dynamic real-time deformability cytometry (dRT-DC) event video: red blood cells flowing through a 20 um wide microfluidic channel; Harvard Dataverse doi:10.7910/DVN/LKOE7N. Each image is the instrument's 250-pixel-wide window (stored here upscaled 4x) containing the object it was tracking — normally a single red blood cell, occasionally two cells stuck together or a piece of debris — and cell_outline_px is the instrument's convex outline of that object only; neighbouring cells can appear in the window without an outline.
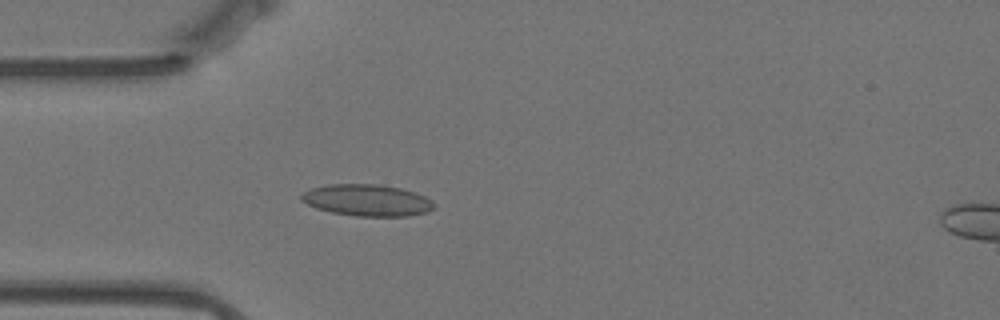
{"species": "Egyptian fruit bat (a non-hibernating species)", "species_latin": "Rousettus aegyptiacus", "temperature_condition": "warm", "stored_images_in_passage": 45, "camera_frame_rate_fps": 3000, "um_per_image_px": 0.085, "animal": {"sex": "female"}, "frame": {"image": 1, "passage_image": 4, "time_ms": 1.0, "image_size_px": [1000, 320], "cell_outline_px": [[436, 208], [428, 212], [408, 216], [356, 216], [332, 212], [316, 208], [300, 200], [300, 196], [308, 188], [328, 184], [380, 184], [400, 188], [416, 192], [432, 200], [436, 204]], "centroid_in_image_um": [31.22, 17.01], "position_along_channel_um": 53.8, "area_um2": 24.74}}
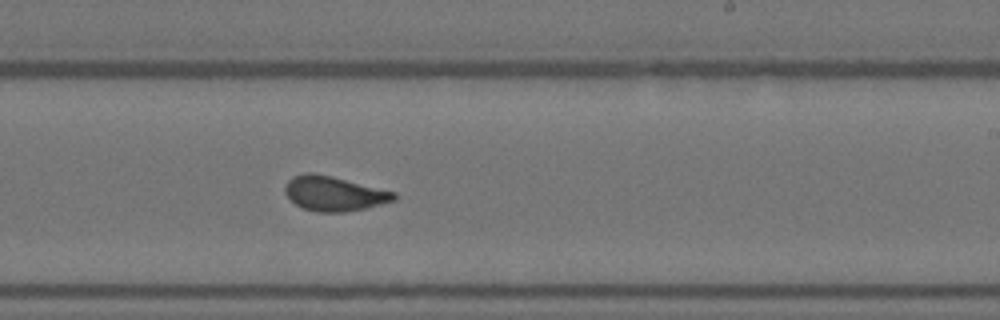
{"frame": {"image": 2, "passage_image": 22, "time_ms": 7.0, "image_size_px": [1000, 320], "cell_outline_px": [[396, 200], [364, 208], [344, 212], [316, 212], [304, 208], [296, 204], [284, 192], [284, 188], [288, 180], [292, 176], [308, 172], [312, 172], [332, 176], [396, 192]], "centroid_in_image_um": [28.38, 16.44], "position_along_channel_um": 260.6, "area_um2": 21.91}}
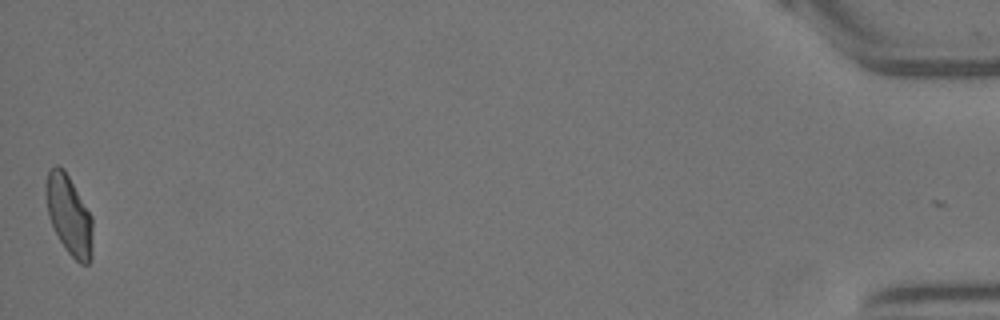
{"frame": {"image": 3, "passage_image": 45, "time_ms": 14.667, "image_size_px": [1000, 320], "cell_outline_px": [[92, 256], [88, 264], [80, 264], [64, 248], [48, 216], [44, 192], [44, 184], [48, 172], [56, 164], [64, 168], [92, 216]], "centroid_in_image_um": [5.85, 18.26], "position_along_channel_um": 429.3, "area_um2": 21.79}, "authors_computed_cell_mechanics": {"area_um2": 21.8484, "velocity_mm_per_s": 3.518, "shape_relaxation_time_tau1_ms": null, "shape_relaxation_time_tau2_ms": 0.8611, "deformation_change_tau1": null, "deformation_change_tau2": 0.0802}}